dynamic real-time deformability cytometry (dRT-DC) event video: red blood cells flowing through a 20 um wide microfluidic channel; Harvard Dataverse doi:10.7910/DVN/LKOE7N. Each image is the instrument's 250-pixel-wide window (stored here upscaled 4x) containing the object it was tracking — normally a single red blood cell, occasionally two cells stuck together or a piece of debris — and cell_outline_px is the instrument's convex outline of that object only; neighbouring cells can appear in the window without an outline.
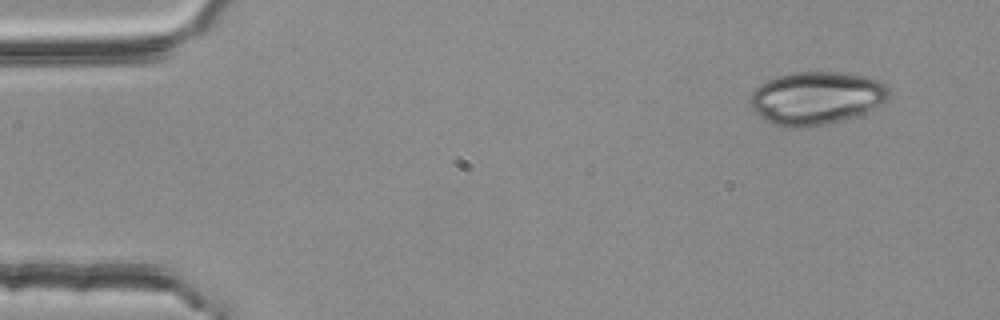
{"species": "common noctule bat (a hibernating species)", "species_latin": "Nyctalus noctula", "temperature_condition": "room temperature", "stored_images_in_passage": 3, "camera_frame_rate_fps": 3000, "um_per_image_px": 0.085, "animal": {"sex": "female", "body_mass_g": 25.1}, "frame": {"image": 1, "passage_image": 1, "time_ms": 0.0, "image_size_px": [1000, 320], "cell_outline_px": [[888, 100], [872, 108], [852, 116], [840, 120], [824, 124], [804, 128], [780, 128], [764, 120], [748, 104], [748, 100], [752, 92], [764, 80], [796, 72], [840, 72], [868, 76], [884, 84], [888, 88]], "centroid_in_image_um": [69.31, 8.34], "position_along_channel_um": 15.7, "area_um2": 42.83}}